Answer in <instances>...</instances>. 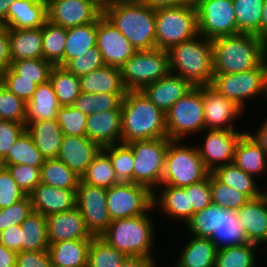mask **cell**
<instances>
[{
	"instance_id": "obj_1",
	"label": "cell",
	"mask_w": 267,
	"mask_h": 267,
	"mask_svg": "<svg viewBox=\"0 0 267 267\" xmlns=\"http://www.w3.org/2000/svg\"><path fill=\"white\" fill-rule=\"evenodd\" d=\"M168 138L165 113L142 91H128L121 104V143Z\"/></svg>"
},
{
	"instance_id": "obj_2",
	"label": "cell",
	"mask_w": 267,
	"mask_h": 267,
	"mask_svg": "<svg viewBox=\"0 0 267 267\" xmlns=\"http://www.w3.org/2000/svg\"><path fill=\"white\" fill-rule=\"evenodd\" d=\"M214 74H234L256 68L267 57V45L254 34L212 39Z\"/></svg>"
},
{
	"instance_id": "obj_3",
	"label": "cell",
	"mask_w": 267,
	"mask_h": 267,
	"mask_svg": "<svg viewBox=\"0 0 267 267\" xmlns=\"http://www.w3.org/2000/svg\"><path fill=\"white\" fill-rule=\"evenodd\" d=\"M156 10L135 0L103 7V15L132 44L136 51L156 48Z\"/></svg>"
},
{
	"instance_id": "obj_4",
	"label": "cell",
	"mask_w": 267,
	"mask_h": 267,
	"mask_svg": "<svg viewBox=\"0 0 267 267\" xmlns=\"http://www.w3.org/2000/svg\"><path fill=\"white\" fill-rule=\"evenodd\" d=\"M167 52L171 73L189 81L194 87L211 85L214 75L211 39L197 35L172 46Z\"/></svg>"
},
{
	"instance_id": "obj_5",
	"label": "cell",
	"mask_w": 267,
	"mask_h": 267,
	"mask_svg": "<svg viewBox=\"0 0 267 267\" xmlns=\"http://www.w3.org/2000/svg\"><path fill=\"white\" fill-rule=\"evenodd\" d=\"M148 213L113 220L100 237L126 256L154 258L151 251L155 228Z\"/></svg>"
},
{
	"instance_id": "obj_6",
	"label": "cell",
	"mask_w": 267,
	"mask_h": 267,
	"mask_svg": "<svg viewBox=\"0 0 267 267\" xmlns=\"http://www.w3.org/2000/svg\"><path fill=\"white\" fill-rule=\"evenodd\" d=\"M182 141L169 142L162 176V185L185 187L205 180L211 173L204 165L194 146L180 145Z\"/></svg>"
},
{
	"instance_id": "obj_7",
	"label": "cell",
	"mask_w": 267,
	"mask_h": 267,
	"mask_svg": "<svg viewBox=\"0 0 267 267\" xmlns=\"http://www.w3.org/2000/svg\"><path fill=\"white\" fill-rule=\"evenodd\" d=\"M155 27L156 48L168 51L199 35L196 8L179 5L156 9Z\"/></svg>"
},
{
	"instance_id": "obj_8",
	"label": "cell",
	"mask_w": 267,
	"mask_h": 267,
	"mask_svg": "<svg viewBox=\"0 0 267 267\" xmlns=\"http://www.w3.org/2000/svg\"><path fill=\"white\" fill-rule=\"evenodd\" d=\"M165 116L170 140L183 141L188 134L205 130L203 86L194 87L177 100Z\"/></svg>"
},
{
	"instance_id": "obj_9",
	"label": "cell",
	"mask_w": 267,
	"mask_h": 267,
	"mask_svg": "<svg viewBox=\"0 0 267 267\" xmlns=\"http://www.w3.org/2000/svg\"><path fill=\"white\" fill-rule=\"evenodd\" d=\"M128 91H141L146 85L164 78L169 72V54L158 48L136 51L121 67Z\"/></svg>"
},
{
	"instance_id": "obj_10",
	"label": "cell",
	"mask_w": 267,
	"mask_h": 267,
	"mask_svg": "<svg viewBox=\"0 0 267 267\" xmlns=\"http://www.w3.org/2000/svg\"><path fill=\"white\" fill-rule=\"evenodd\" d=\"M170 141L169 138H157L128 143L134 155L133 183L144 185L152 192L155 186L161 185Z\"/></svg>"
},
{
	"instance_id": "obj_11",
	"label": "cell",
	"mask_w": 267,
	"mask_h": 267,
	"mask_svg": "<svg viewBox=\"0 0 267 267\" xmlns=\"http://www.w3.org/2000/svg\"><path fill=\"white\" fill-rule=\"evenodd\" d=\"M211 86L244 110L245 99L267 97V57L254 69L234 74H214Z\"/></svg>"
},
{
	"instance_id": "obj_12",
	"label": "cell",
	"mask_w": 267,
	"mask_h": 267,
	"mask_svg": "<svg viewBox=\"0 0 267 267\" xmlns=\"http://www.w3.org/2000/svg\"><path fill=\"white\" fill-rule=\"evenodd\" d=\"M106 204L112 221L143 215L155 208L153 192L148 187L124 182L107 189Z\"/></svg>"
},
{
	"instance_id": "obj_13",
	"label": "cell",
	"mask_w": 267,
	"mask_h": 267,
	"mask_svg": "<svg viewBox=\"0 0 267 267\" xmlns=\"http://www.w3.org/2000/svg\"><path fill=\"white\" fill-rule=\"evenodd\" d=\"M196 12L199 35L212 40L238 34L232 0H203Z\"/></svg>"
},
{
	"instance_id": "obj_14",
	"label": "cell",
	"mask_w": 267,
	"mask_h": 267,
	"mask_svg": "<svg viewBox=\"0 0 267 267\" xmlns=\"http://www.w3.org/2000/svg\"><path fill=\"white\" fill-rule=\"evenodd\" d=\"M107 189L91 186L81 180L76 190V207L93 237H100L112 222L106 204Z\"/></svg>"
},
{
	"instance_id": "obj_15",
	"label": "cell",
	"mask_w": 267,
	"mask_h": 267,
	"mask_svg": "<svg viewBox=\"0 0 267 267\" xmlns=\"http://www.w3.org/2000/svg\"><path fill=\"white\" fill-rule=\"evenodd\" d=\"M102 14L98 0H55L47 4V20L65 29L94 22Z\"/></svg>"
},
{
	"instance_id": "obj_16",
	"label": "cell",
	"mask_w": 267,
	"mask_h": 267,
	"mask_svg": "<svg viewBox=\"0 0 267 267\" xmlns=\"http://www.w3.org/2000/svg\"><path fill=\"white\" fill-rule=\"evenodd\" d=\"M96 47L104 63L117 68L136 53L132 44L103 14L97 19Z\"/></svg>"
},
{
	"instance_id": "obj_17",
	"label": "cell",
	"mask_w": 267,
	"mask_h": 267,
	"mask_svg": "<svg viewBox=\"0 0 267 267\" xmlns=\"http://www.w3.org/2000/svg\"><path fill=\"white\" fill-rule=\"evenodd\" d=\"M204 131V144L202 147L196 145V148L205 167L212 172L219 166L233 163L235 146L245 132L217 129Z\"/></svg>"
},
{
	"instance_id": "obj_18",
	"label": "cell",
	"mask_w": 267,
	"mask_h": 267,
	"mask_svg": "<svg viewBox=\"0 0 267 267\" xmlns=\"http://www.w3.org/2000/svg\"><path fill=\"white\" fill-rule=\"evenodd\" d=\"M203 103L205 129L237 131L232 123L233 119L243 114L240 106L222 96L211 85L203 86Z\"/></svg>"
},
{
	"instance_id": "obj_19",
	"label": "cell",
	"mask_w": 267,
	"mask_h": 267,
	"mask_svg": "<svg viewBox=\"0 0 267 267\" xmlns=\"http://www.w3.org/2000/svg\"><path fill=\"white\" fill-rule=\"evenodd\" d=\"M101 149L87 136L63 135L57 159L81 177Z\"/></svg>"
},
{
	"instance_id": "obj_20",
	"label": "cell",
	"mask_w": 267,
	"mask_h": 267,
	"mask_svg": "<svg viewBox=\"0 0 267 267\" xmlns=\"http://www.w3.org/2000/svg\"><path fill=\"white\" fill-rule=\"evenodd\" d=\"M46 220L47 238L49 243L93 238L77 207L69 211L48 215L46 216Z\"/></svg>"
},
{
	"instance_id": "obj_21",
	"label": "cell",
	"mask_w": 267,
	"mask_h": 267,
	"mask_svg": "<svg viewBox=\"0 0 267 267\" xmlns=\"http://www.w3.org/2000/svg\"><path fill=\"white\" fill-rule=\"evenodd\" d=\"M237 219L248 242L267 243V193L249 199L237 210Z\"/></svg>"
},
{
	"instance_id": "obj_22",
	"label": "cell",
	"mask_w": 267,
	"mask_h": 267,
	"mask_svg": "<svg viewBox=\"0 0 267 267\" xmlns=\"http://www.w3.org/2000/svg\"><path fill=\"white\" fill-rule=\"evenodd\" d=\"M76 190L39 183L29 194L33 210L43 216L69 211L76 207Z\"/></svg>"
},
{
	"instance_id": "obj_23",
	"label": "cell",
	"mask_w": 267,
	"mask_h": 267,
	"mask_svg": "<svg viewBox=\"0 0 267 267\" xmlns=\"http://www.w3.org/2000/svg\"><path fill=\"white\" fill-rule=\"evenodd\" d=\"M193 88L189 81L169 72L164 78L146 85L141 91L157 108L166 113Z\"/></svg>"
},
{
	"instance_id": "obj_24",
	"label": "cell",
	"mask_w": 267,
	"mask_h": 267,
	"mask_svg": "<svg viewBox=\"0 0 267 267\" xmlns=\"http://www.w3.org/2000/svg\"><path fill=\"white\" fill-rule=\"evenodd\" d=\"M86 136L101 148L121 143V108L88 115Z\"/></svg>"
},
{
	"instance_id": "obj_25",
	"label": "cell",
	"mask_w": 267,
	"mask_h": 267,
	"mask_svg": "<svg viewBox=\"0 0 267 267\" xmlns=\"http://www.w3.org/2000/svg\"><path fill=\"white\" fill-rule=\"evenodd\" d=\"M47 21V3L44 0H15L9 7L8 29L40 28Z\"/></svg>"
},
{
	"instance_id": "obj_26",
	"label": "cell",
	"mask_w": 267,
	"mask_h": 267,
	"mask_svg": "<svg viewBox=\"0 0 267 267\" xmlns=\"http://www.w3.org/2000/svg\"><path fill=\"white\" fill-rule=\"evenodd\" d=\"M81 92L127 94L120 68L105 65L79 77Z\"/></svg>"
},
{
	"instance_id": "obj_27",
	"label": "cell",
	"mask_w": 267,
	"mask_h": 267,
	"mask_svg": "<svg viewBox=\"0 0 267 267\" xmlns=\"http://www.w3.org/2000/svg\"><path fill=\"white\" fill-rule=\"evenodd\" d=\"M164 186L161 194L157 198L156 193L153 192V206L158 203L160 210L164 212V215L181 220L187 223L193 215V207L190 205L189 200V186L174 187L171 185Z\"/></svg>"
},
{
	"instance_id": "obj_28",
	"label": "cell",
	"mask_w": 267,
	"mask_h": 267,
	"mask_svg": "<svg viewBox=\"0 0 267 267\" xmlns=\"http://www.w3.org/2000/svg\"><path fill=\"white\" fill-rule=\"evenodd\" d=\"M92 239L66 240L49 243L53 267H88V250Z\"/></svg>"
},
{
	"instance_id": "obj_29",
	"label": "cell",
	"mask_w": 267,
	"mask_h": 267,
	"mask_svg": "<svg viewBox=\"0 0 267 267\" xmlns=\"http://www.w3.org/2000/svg\"><path fill=\"white\" fill-rule=\"evenodd\" d=\"M11 62L43 58L42 27L8 29Z\"/></svg>"
},
{
	"instance_id": "obj_30",
	"label": "cell",
	"mask_w": 267,
	"mask_h": 267,
	"mask_svg": "<svg viewBox=\"0 0 267 267\" xmlns=\"http://www.w3.org/2000/svg\"><path fill=\"white\" fill-rule=\"evenodd\" d=\"M26 131L46 159L57 158L63 132L56 119L30 122L26 125Z\"/></svg>"
},
{
	"instance_id": "obj_31",
	"label": "cell",
	"mask_w": 267,
	"mask_h": 267,
	"mask_svg": "<svg viewBox=\"0 0 267 267\" xmlns=\"http://www.w3.org/2000/svg\"><path fill=\"white\" fill-rule=\"evenodd\" d=\"M233 163L255 177L266 171L267 156L261 146L245 132L235 146Z\"/></svg>"
},
{
	"instance_id": "obj_32",
	"label": "cell",
	"mask_w": 267,
	"mask_h": 267,
	"mask_svg": "<svg viewBox=\"0 0 267 267\" xmlns=\"http://www.w3.org/2000/svg\"><path fill=\"white\" fill-rule=\"evenodd\" d=\"M26 107V125L37 120L56 119L61 105L58 102L50 81L37 85Z\"/></svg>"
},
{
	"instance_id": "obj_33",
	"label": "cell",
	"mask_w": 267,
	"mask_h": 267,
	"mask_svg": "<svg viewBox=\"0 0 267 267\" xmlns=\"http://www.w3.org/2000/svg\"><path fill=\"white\" fill-rule=\"evenodd\" d=\"M217 247L210 238L195 237L188 241L175 267H215Z\"/></svg>"
},
{
	"instance_id": "obj_34",
	"label": "cell",
	"mask_w": 267,
	"mask_h": 267,
	"mask_svg": "<svg viewBox=\"0 0 267 267\" xmlns=\"http://www.w3.org/2000/svg\"><path fill=\"white\" fill-rule=\"evenodd\" d=\"M48 247L46 216L33 210L21 223V252L44 251Z\"/></svg>"
},
{
	"instance_id": "obj_35",
	"label": "cell",
	"mask_w": 267,
	"mask_h": 267,
	"mask_svg": "<svg viewBox=\"0 0 267 267\" xmlns=\"http://www.w3.org/2000/svg\"><path fill=\"white\" fill-rule=\"evenodd\" d=\"M97 20L67 29L63 67L71 60L96 46Z\"/></svg>"
},
{
	"instance_id": "obj_36",
	"label": "cell",
	"mask_w": 267,
	"mask_h": 267,
	"mask_svg": "<svg viewBox=\"0 0 267 267\" xmlns=\"http://www.w3.org/2000/svg\"><path fill=\"white\" fill-rule=\"evenodd\" d=\"M211 174L221 183L237 189L250 199L257 198L265 192L258 189L255 177L248 175L234 163L215 168Z\"/></svg>"
},
{
	"instance_id": "obj_37",
	"label": "cell",
	"mask_w": 267,
	"mask_h": 267,
	"mask_svg": "<svg viewBox=\"0 0 267 267\" xmlns=\"http://www.w3.org/2000/svg\"><path fill=\"white\" fill-rule=\"evenodd\" d=\"M217 249L248 243L244 231L237 219V211L224 209L221 212L219 229L210 237Z\"/></svg>"
},
{
	"instance_id": "obj_38",
	"label": "cell",
	"mask_w": 267,
	"mask_h": 267,
	"mask_svg": "<svg viewBox=\"0 0 267 267\" xmlns=\"http://www.w3.org/2000/svg\"><path fill=\"white\" fill-rule=\"evenodd\" d=\"M50 83L61 106H69L81 94L80 79L63 66H53Z\"/></svg>"
},
{
	"instance_id": "obj_39",
	"label": "cell",
	"mask_w": 267,
	"mask_h": 267,
	"mask_svg": "<svg viewBox=\"0 0 267 267\" xmlns=\"http://www.w3.org/2000/svg\"><path fill=\"white\" fill-rule=\"evenodd\" d=\"M41 183L62 189H77L81 177L57 158L46 159L41 167Z\"/></svg>"
},
{
	"instance_id": "obj_40",
	"label": "cell",
	"mask_w": 267,
	"mask_h": 267,
	"mask_svg": "<svg viewBox=\"0 0 267 267\" xmlns=\"http://www.w3.org/2000/svg\"><path fill=\"white\" fill-rule=\"evenodd\" d=\"M67 29L48 20L42 26L43 59L53 66H63Z\"/></svg>"
},
{
	"instance_id": "obj_41",
	"label": "cell",
	"mask_w": 267,
	"mask_h": 267,
	"mask_svg": "<svg viewBox=\"0 0 267 267\" xmlns=\"http://www.w3.org/2000/svg\"><path fill=\"white\" fill-rule=\"evenodd\" d=\"M46 158L41 154L31 135L25 130L9 150L1 164H27L41 168Z\"/></svg>"
},
{
	"instance_id": "obj_42",
	"label": "cell",
	"mask_w": 267,
	"mask_h": 267,
	"mask_svg": "<svg viewBox=\"0 0 267 267\" xmlns=\"http://www.w3.org/2000/svg\"><path fill=\"white\" fill-rule=\"evenodd\" d=\"M81 181L87 185L108 189L120 183L116 177L109 156L101 149L81 176Z\"/></svg>"
},
{
	"instance_id": "obj_43",
	"label": "cell",
	"mask_w": 267,
	"mask_h": 267,
	"mask_svg": "<svg viewBox=\"0 0 267 267\" xmlns=\"http://www.w3.org/2000/svg\"><path fill=\"white\" fill-rule=\"evenodd\" d=\"M239 33L256 34L261 26L264 0H232Z\"/></svg>"
},
{
	"instance_id": "obj_44",
	"label": "cell",
	"mask_w": 267,
	"mask_h": 267,
	"mask_svg": "<svg viewBox=\"0 0 267 267\" xmlns=\"http://www.w3.org/2000/svg\"><path fill=\"white\" fill-rule=\"evenodd\" d=\"M258 244L248 242L242 245L217 249L215 267H255L254 250Z\"/></svg>"
},
{
	"instance_id": "obj_45",
	"label": "cell",
	"mask_w": 267,
	"mask_h": 267,
	"mask_svg": "<svg viewBox=\"0 0 267 267\" xmlns=\"http://www.w3.org/2000/svg\"><path fill=\"white\" fill-rule=\"evenodd\" d=\"M224 209L220 205L211 203L203 210L195 212L186 223L191 236L210 238L220 227L221 212Z\"/></svg>"
},
{
	"instance_id": "obj_46",
	"label": "cell",
	"mask_w": 267,
	"mask_h": 267,
	"mask_svg": "<svg viewBox=\"0 0 267 267\" xmlns=\"http://www.w3.org/2000/svg\"><path fill=\"white\" fill-rule=\"evenodd\" d=\"M125 96L126 94H93L81 92L74 100L72 106L88 116L96 112L121 108L122 100Z\"/></svg>"
},
{
	"instance_id": "obj_47",
	"label": "cell",
	"mask_w": 267,
	"mask_h": 267,
	"mask_svg": "<svg viewBox=\"0 0 267 267\" xmlns=\"http://www.w3.org/2000/svg\"><path fill=\"white\" fill-rule=\"evenodd\" d=\"M102 150L109 156L118 181L133 183L134 155L132 148L126 143H118L103 147Z\"/></svg>"
},
{
	"instance_id": "obj_48",
	"label": "cell",
	"mask_w": 267,
	"mask_h": 267,
	"mask_svg": "<svg viewBox=\"0 0 267 267\" xmlns=\"http://www.w3.org/2000/svg\"><path fill=\"white\" fill-rule=\"evenodd\" d=\"M126 257L101 237H93L88 250V267H120Z\"/></svg>"
},
{
	"instance_id": "obj_49",
	"label": "cell",
	"mask_w": 267,
	"mask_h": 267,
	"mask_svg": "<svg viewBox=\"0 0 267 267\" xmlns=\"http://www.w3.org/2000/svg\"><path fill=\"white\" fill-rule=\"evenodd\" d=\"M52 67L53 65L43 58L22 59L10 63V68L18 74V79L33 80L37 85L49 81Z\"/></svg>"
},
{
	"instance_id": "obj_50",
	"label": "cell",
	"mask_w": 267,
	"mask_h": 267,
	"mask_svg": "<svg viewBox=\"0 0 267 267\" xmlns=\"http://www.w3.org/2000/svg\"><path fill=\"white\" fill-rule=\"evenodd\" d=\"M210 189L212 203L228 210L237 211L250 199L237 189L219 182L211 173Z\"/></svg>"
},
{
	"instance_id": "obj_51",
	"label": "cell",
	"mask_w": 267,
	"mask_h": 267,
	"mask_svg": "<svg viewBox=\"0 0 267 267\" xmlns=\"http://www.w3.org/2000/svg\"><path fill=\"white\" fill-rule=\"evenodd\" d=\"M86 120L87 115L72 105L61 106L56 115L63 135L86 136Z\"/></svg>"
},
{
	"instance_id": "obj_52",
	"label": "cell",
	"mask_w": 267,
	"mask_h": 267,
	"mask_svg": "<svg viewBox=\"0 0 267 267\" xmlns=\"http://www.w3.org/2000/svg\"><path fill=\"white\" fill-rule=\"evenodd\" d=\"M27 103L0 83V119L25 124Z\"/></svg>"
},
{
	"instance_id": "obj_53",
	"label": "cell",
	"mask_w": 267,
	"mask_h": 267,
	"mask_svg": "<svg viewBox=\"0 0 267 267\" xmlns=\"http://www.w3.org/2000/svg\"><path fill=\"white\" fill-rule=\"evenodd\" d=\"M105 65L101 52L95 46L87 50L86 53L71 59L64 67L75 76L80 77Z\"/></svg>"
},
{
	"instance_id": "obj_54",
	"label": "cell",
	"mask_w": 267,
	"mask_h": 267,
	"mask_svg": "<svg viewBox=\"0 0 267 267\" xmlns=\"http://www.w3.org/2000/svg\"><path fill=\"white\" fill-rule=\"evenodd\" d=\"M7 167L18 186L29 195L41 183V168L27 164H2Z\"/></svg>"
},
{
	"instance_id": "obj_55",
	"label": "cell",
	"mask_w": 267,
	"mask_h": 267,
	"mask_svg": "<svg viewBox=\"0 0 267 267\" xmlns=\"http://www.w3.org/2000/svg\"><path fill=\"white\" fill-rule=\"evenodd\" d=\"M33 211V206L29 195L11 206L0 209V232L12 225H21V223Z\"/></svg>"
},
{
	"instance_id": "obj_56",
	"label": "cell",
	"mask_w": 267,
	"mask_h": 267,
	"mask_svg": "<svg viewBox=\"0 0 267 267\" xmlns=\"http://www.w3.org/2000/svg\"><path fill=\"white\" fill-rule=\"evenodd\" d=\"M0 83L26 103L32 98L37 87L33 80L18 79V74L10 67L0 74Z\"/></svg>"
},
{
	"instance_id": "obj_57",
	"label": "cell",
	"mask_w": 267,
	"mask_h": 267,
	"mask_svg": "<svg viewBox=\"0 0 267 267\" xmlns=\"http://www.w3.org/2000/svg\"><path fill=\"white\" fill-rule=\"evenodd\" d=\"M27 195L12 178L5 166H0V209L11 206Z\"/></svg>"
},
{
	"instance_id": "obj_58",
	"label": "cell",
	"mask_w": 267,
	"mask_h": 267,
	"mask_svg": "<svg viewBox=\"0 0 267 267\" xmlns=\"http://www.w3.org/2000/svg\"><path fill=\"white\" fill-rule=\"evenodd\" d=\"M26 130V124L0 119V161L2 162L17 138Z\"/></svg>"
},
{
	"instance_id": "obj_59",
	"label": "cell",
	"mask_w": 267,
	"mask_h": 267,
	"mask_svg": "<svg viewBox=\"0 0 267 267\" xmlns=\"http://www.w3.org/2000/svg\"><path fill=\"white\" fill-rule=\"evenodd\" d=\"M189 200L190 205L193 207V214L212 203L210 174L205 180L189 185Z\"/></svg>"
},
{
	"instance_id": "obj_60",
	"label": "cell",
	"mask_w": 267,
	"mask_h": 267,
	"mask_svg": "<svg viewBox=\"0 0 267 267\" xmlns=\"http://www.w3.org/2000/svg\"><path fill=\"white\" fill-rule=\"evenodd\" d=\"M16 267H53L48 250L17 253Z\"/></svg>"
},
{
	"instance_id": "obj_61",
	"label": "cell",
	"mask_w": 267,
	"mask_h": 267,
	"mask_svg": "<svg viewBox=\"0 0 267 267\" xmlns=\"http://www.w3.org/2000/svg\"><path fill=\"white\" fill-rule=\"evenodd\" d=\"M0 244L17 253L21 252V225H12L1 231Z\"/></svg>"
},
{
	"instance_id": "obj_62",
	"label": "cell",
	"mask_w": 267,
	"mask_h": 267,
	"mask_svg": "<svg viewBox=\"0 0 267 267\" xmlns=\"http://www.w3.org/2000/svg\"><path fill=\"white\" fill-rule=\"evenodd\" d=\"M10 42L8 35V28L2 27L0 29V74L10 67Z\"/></svg>"
},
{
	"instance_id": "obj_63",
	"label": "cell",
	"mask_w": 267,
	"mask_h": 267,
	"mask_svg": "<svg viewBox=\"0 0 267 267\" xmlns=\"http://www.w3.org/2000/svg\"><path fill=\"white\" fill-rule=\"evenodd\" d=\"M120 267H156L154 258L127 256Z\"/></svg>"
},
{
	"instance_id": "obj_64",
	"label": "cell",
	"mask_w": 267,
	"mask_h": 267,
	"mask_svg": "<svg viewBox=\"0 0 267 267\" xmlns=\"http://www.w3.org/2000/svg\"><path fill=\"white\" fill-rule=\"evenodd\" d=\"M17 252L0 244V267H16Z\"/></svg>"
},
{
	"instance_id": "obj_65",
	"label": "cell",
	"mask_w": 267,
	"mask_h": 267,
	"mask_svg": "<svg viewBox=\"0 0 267 267\" xmlns=\"http://www.w3.org/2000/svg\"><path fill=\"white\" fill-rule=\"evenodd\" d=\"M247 133L261 146L267 156V118L262 126L258 128L254 134L247 131Z\"/></svg>"
},
{
	"instance_id": "obj_66",
	"label": "cell",
	"mask_w": 267,
	"mask_h": 267,
	"mask_svg": "<svg viewBox=\"0 0 267 267\" xmlns=\"http://www.w3.org/2000/svg\"><path fill=\"white\" fill-rule=\"evenodd\" d=\"M153 9L166 8L181 5V0H135Z\"/></svg>"
},
{
	"instance_id": "obj_67",
	"label": "cell",
	"mask_w": 267,
	"mask_h": 267,
	"mask_svg": "<svg viewBox=\"0 0 267 267\" xmlns=\"http://www.w3.org/2000/svg\"><path fill=\"white\" fill-rule=\"evenodd\" d=\"M255 35L267 45V0H264L261 26Z\"/></svg>"
},
{
	"instance_id": "obj_68",
	"label": "cell",
	"mask_w": 267,
	"mask_h": 267,
	"mask_svg": "<svg viewBox=\"0 0 267 267\" xmlns=\"http://www.w3.org/2000/svg\"><path fill=\"white\" fill-rule=\"evenodd\" d=\"M15 0H0V23L4 25L8 21L9 7Z\"/></svg>"
},
{
	"instance_id": "obj_69",
	"label": "cell",
	"mask_w": 267,
	"mask_h": 267,
	"mask_svg": "<svg viewBox=\"0 0 267 267\" xmlns=\"http://www.w3.org/2000/svg\"><path fill=\"white\" fill-rule=\"evenodd\" d=\"M203 0H181V5L197 7Z\"/></svg>"
},
{
	"instance_id": "obj_70",
	"label": "cell",
	"mask_w": 267,
	"mask_h": 267,
	"mask_svg": "<svg viewBox=\"0 0 267 267\" xmlns=\"http://www.w3.org/2000/svg\"><path fill=\"white\" fill-rule=\"evenodd\" d=\"M123 1H131V0H98L99 4L104 7L108 4L115 3V2H123Z\"/></svg>"
},
{
	"instance_id": "obj_71",
	"label": "cell",
	"mask_w": 267,
	"mask_h": 267,
	"mask_svg": "<svg viewBox=\"0 0 267 267\" xmlns=\"http://www.w3.org/2000/svg\"><path fill=\"white\" fill-rule=\"evenodd\" d=\"M47 4L51 1H55V0H44Z\"/></svg>"
}]
</instances>
